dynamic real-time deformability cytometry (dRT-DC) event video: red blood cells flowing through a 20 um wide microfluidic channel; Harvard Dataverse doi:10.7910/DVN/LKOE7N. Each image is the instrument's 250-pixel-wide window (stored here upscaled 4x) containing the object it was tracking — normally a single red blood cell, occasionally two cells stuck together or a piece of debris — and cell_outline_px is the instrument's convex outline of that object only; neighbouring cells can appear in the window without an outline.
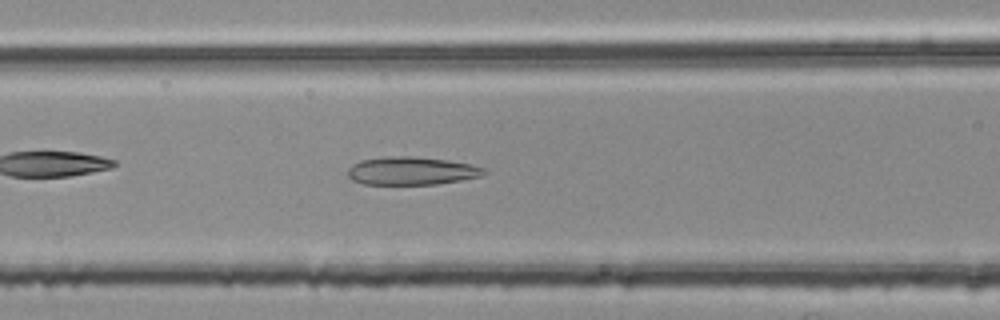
{"species": "common noctule bat (a hibernating species)", "species_latin": "Nyctalus noctula", "temperature_condition": "room temperature", "stored_images_in_passage": 38, "camera_frame_rate_fps": 3000, "um_per_image_px": 0.085, "animal": {"sex": "female", "body_mass_g": 25.1}, "frame": {"image": 1, "passage_image": 8, "time_ms": 2.333, "image_size_px": [1000, 320], "cell_outline_px": [[488, 172], [480, 176], [460, 180], [436, 184], [364, 184], [352, 180], [348, 176], [348, 168], [352, 164], [360, 160], [388, 156], [412, 156], [444, 160], [468, 164], [484, 168]], "centroid_in_image_um": [34.93, 14.52], "position_along_channel_um": 131.7, "area_um2": 22.08}}
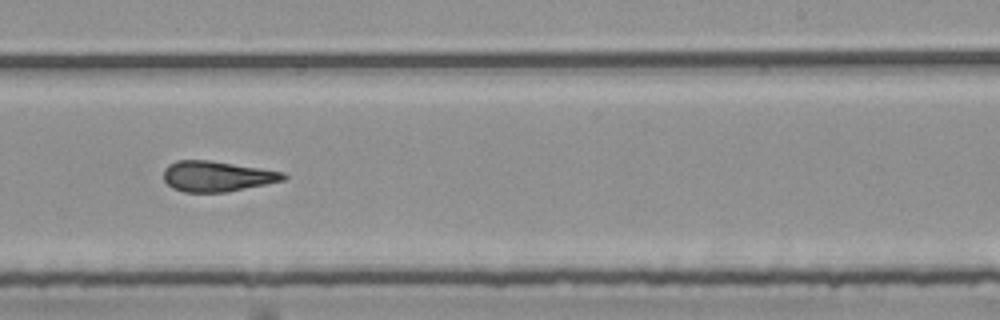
{"frame": {"image": 2, "passage_image": 19, "time_ms": 6.0, "image_size_px": [1000, 320], "cell_outline_px": [[288, 176], [284, 180], [228, 192], [184, 192], [172, 188], [164, 180], [164, 168], [168, 164], [176, 160], [208, 160], [260, 168], [284, 172]], "centroid_in_image_um": [18.42, 14.98], "position_along_channel_um": 270.6, "area_um2": 21.27}}
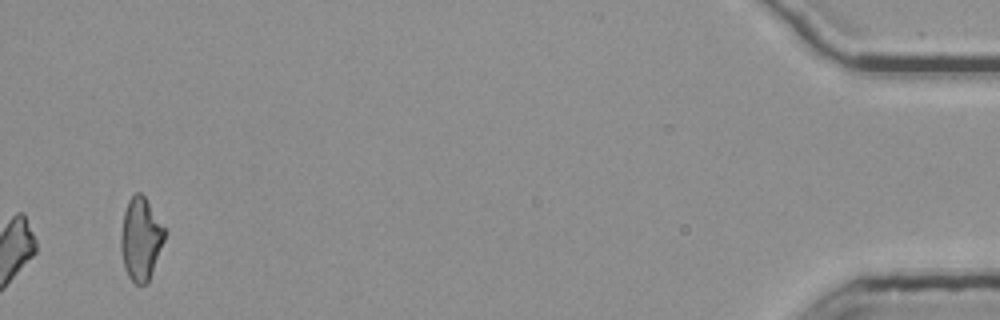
{"frame": {"image": 3, "passage_image": 38, "time_ms": 12.333, "image_size_px": [1000, 320], "cell_outline_px": [[164, 240], [148, 284], [136, 284], [128, 276], [124, 268], [120, 248], [120, 232], [124, 212], [128, 200], [136, 192], [140, 192], [144, 196], [164, 228]], "centroid_in_image_um": [11.93, 20.33], "position_along_channel_um": 423.3, "area_um2": 20.92}, "authors_computed_cell_mechanics": {"area_um2": 21.386, "velocity_mm_per_s": 3.7962, "shape_relaxation_time_tau1_ms": null, "shape_relaxation_time_tau2_ms": 3.1149, "deformation_change_tau1": null, "deformation_change_tau2": 0.1403}}